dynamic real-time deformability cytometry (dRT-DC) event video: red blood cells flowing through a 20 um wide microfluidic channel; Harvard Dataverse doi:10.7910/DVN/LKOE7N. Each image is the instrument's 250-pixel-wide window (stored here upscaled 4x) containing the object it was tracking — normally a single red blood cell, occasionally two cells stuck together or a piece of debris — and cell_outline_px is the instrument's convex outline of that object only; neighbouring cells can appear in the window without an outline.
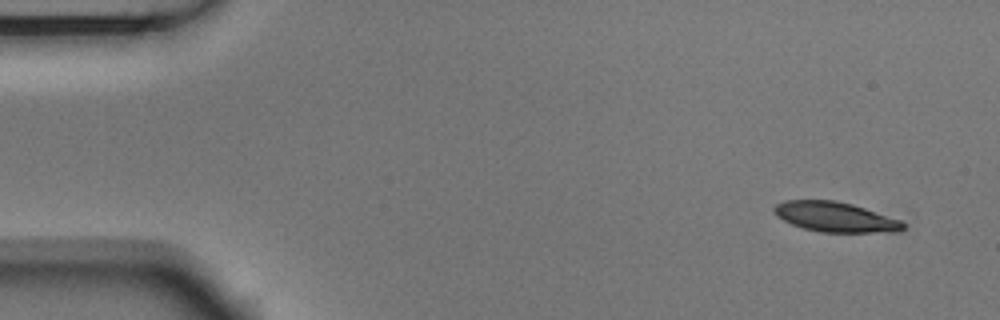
{"species": "Egyptian fruit bat (a non-hibernating species)", "species_latin": "Rousettus aegyptiacus", "temperature_condition": "room temperature", "stored_images_in_passage": 5, "camera_frame_rate_fps": 3000, "um_per_image_px": 0.085, "animal": {"sex": "male"}, "frame": {"image": 1, "passage_image": 1, "time_ms": 0.0, "image_size_px": [1000, 320], "cell_outline_px": [[904, 228], [900, 232], [820, 232], [804, 228], [792, 224], [776, 216], [772, 212], [772, 208], [776, 204], [784, 200], [832, 200], [852, 204], [900, 220], [904, 224]], "centroid_in_image_um": [70.96, 18.44], "position_along_channel_um": 14.0, "area_um2": 22.43}}
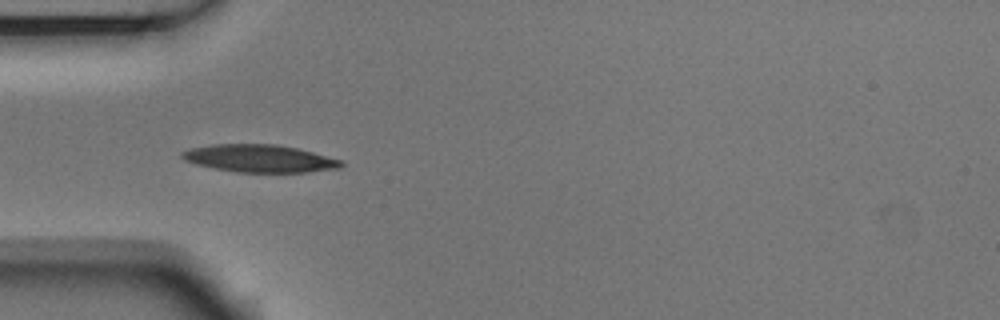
{"frame": {"image": 2, "passage_image": 4, "time_ms": 1.0, "image_size_px": [1000, 320], "cell_outline_px": [[344, 164], [340, 168], [308, 172], [236, 172], [196, 164], [184, 160], [180, 156], [180, 152], [188, 148], [212, 144], [276, 144], [296, 148], [344, 160]], "centroid_in_image_um": [22.06, 13.46], "position_along_channel_um": 62.9, "area_um2": 25.66}}
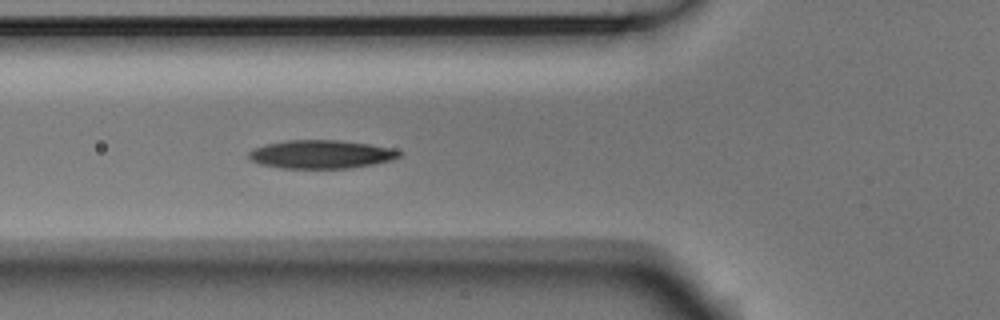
{"frame": {"image": 3, "passage_image": 5, "time_ms": 1.333, "image_size_px": [1000, 320], "cell_outline_px": [[404, 152], [400, 156], [392, 160], [352, 168], [280, 168], [260, 164], [252, 160], [248, 156], [248, 152], [252, 148], [264, 144], [288, 140], [340, 140], [372, 144], [392, 148]], "centroid_in_image_um": [27.3, 13.11], "position_along_channel_um": 98.5, "area_um2": 25.14}}